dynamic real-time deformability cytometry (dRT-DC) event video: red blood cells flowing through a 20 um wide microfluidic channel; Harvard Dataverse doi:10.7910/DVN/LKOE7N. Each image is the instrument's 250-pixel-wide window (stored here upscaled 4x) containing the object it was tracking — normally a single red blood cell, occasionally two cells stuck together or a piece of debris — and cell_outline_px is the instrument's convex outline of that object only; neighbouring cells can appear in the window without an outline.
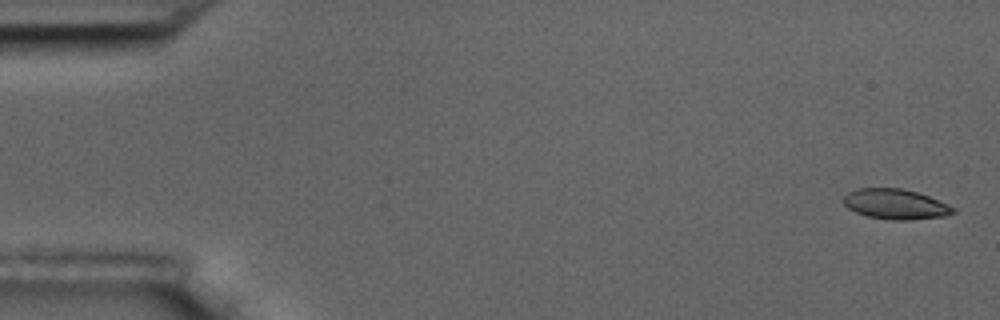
{"species": "common noctule bat (a hibernating species)", "species_latin": "Nyctalus noctula", "temperature_condition": "room temperature", "stored_images_in_passage": 16, "camera_frame_rate_fps": 3000, "um_per_image_px": 0.085, "animal": {"sex": "male", "body_mass_g": 17.5, "forearm_length_mm": 52.3}, "frame": {"image": 1, "passage_image": 1, "time_ms": 0.0, "image_size_px": [1000, 320], "cell_outline_px": [[956, 212], [944, 216], [908, 220], [892, 220], [868, 216], [856, 212], [848, 208], [844, 204], [844, 196], [848, 192], [856, 188], [904, 188], [928, 196], [948, 204], [956, 208]], "centroid_in_image_um": [76.12, 17.35], "position_along_channel_um": 8.9, "area_um2": 19.25}}
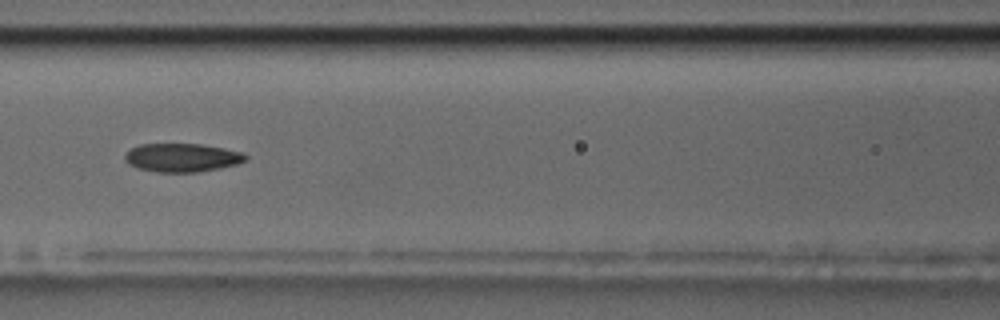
{"frame": {"image": 2, "passage_image": 7, "time_ms": 7.667, "image_size_px": [1000, 320], "cell_outline_px": [[248, 156], [244, 160], [236, 164], [220, 168], [196, 172], [156, 172], [136, 168], [128, 164], [124, 160], [124, 156], [132, 148], [140, 144], [200, 144], [224, 148], [244, 152]], "centroid_in_image_um": [15.46, 13.4], "position_along_channel_um": 151.1, "area_um2": 20.06}}
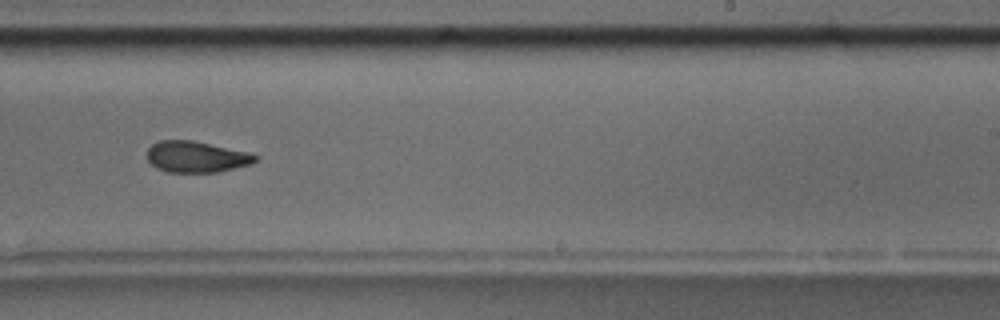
{"frame": {"image": 3, "passage_image": 10, "time_ms": 11.0, "image_size_px": [1000, 320], "cell_outline_px": [[260, 156], [256, 160], [248, 164], [216, 172], [168, 172], [156, 168], [148, 160], [148, 148], [152, 144], [160, 140], [192, 140], [244, 152]], "centroid_in_image_um": [16.62, 13.33], "position_along_channel_um": 272.4, "area_um2": 19.19}, "authors_computed_cell_mechanics": {"area_um2": 20.4034, "velocity_mm_per_s": 3.6527, "shape_relaxation_time_tau1_ms": 7.6595, "shape_relaxation_time_tau2_ms": 2.2718, "deformation_change_tau1": 0.162, "deformation_change_tau2": 0.0755}}